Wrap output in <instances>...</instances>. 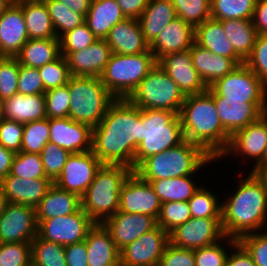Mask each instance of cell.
Wrapping results in <instances>:
<instances>
[{"label":"cell","instance_id":"obj_1","mask_svg":"<svg viewBox=\"0 0 267 266\" xmlns=\"http://www.w3.org/2000/svg\"><path fill=\"white\" fill-rule=\"evenodd\" d=\"M140 126L141 108L128 99H115L102 121L93 127L94 155L102 164L124 165L134 170Z\"/></svg>","mask_w":267,"mask_h":266},{"label":"cell","instance_id":"obj_2","mask_svg":"<svg viewBox=\"0 0 267 266\" xmlns=\"http://www.w3.org/2000/svg\"><path fill=\"white\" fill-rule=\"evenodd\" d=\"M244 176L239 171L237 189L222 199L223 233L236 240L267 229V191L251 172Z\"/></svg>","mask_w":267,"mask_h":266},{"label":"cell","instance_id":"obj_3","mask_svg":"<svg viewBox=\"0 0 267 266\" xmlns=\"http://www.w3.org/2000/svg\"><path fill=\"white\" fill-rule=\"evenodd\" d=\"M179 116L185 140L199 145L217 160L227 150L231 135L222 126L208 91L186 96Z\"/></svg>","mask_w":267,"mask_h":266},{"label":"cell","instance_id":"obj_4","mask_svg":"<svg viewBox=\"0 0 267 266\" xmlns=\"http://www.w3.org/2000/svg\"><path fill=\"white\" fill-rule=\"evenodd\" d=\"M216 161L199 145L184 140L144 159L133 171L143 180L168 179L198 174Z\"/></svg>","mask_w":267,"mask_h":266},{"label":"cell","instance_id":"obj_5","mask_svg":"<svg viewBox=\"0 0 267 266\" xmlns=\"http://www.w3.org/2000/svg\"><path fill=\"white\" fill-rule=\"evenodd\" d=\"M132 172L127 166L110 164L97 170L81 197V208L95 223L102 224L119 211L121 187Z\"/></svg>","mask_w":267,"mask_h":266},{"label":"cell","instance_id":"obj_6","mask_svg":"<svg viewBox=\"0 0 267 266\" xmlns=\"http://www.w3.org/2000/svg\"><path fill=\"white\" fill-rule=\"evenodd\" d=\"M180 116L169 110L141 109L140 144L134 169L146 158L184 141Z\"/></svg>","mask_w":267,"mask_h":266},{"label":"cell","instance_id":"obj_7","mask_svg":"<svg viewBox=\"0 0 267 266\" xmlns=\"http://www.w3.org/2000/svg\"><path fill=\"white\" fill-rule=\"evenodd\" d=\"M67 86L70 95L68 117L92 128L97 126L115 100L100 77L71 76Z\"/></svg>","mask_w":267,"mask_h":266},{"label":"cell","instance_id":"obj_8","mask_svg":"<svg viewBox=\"0 0 267 266\" xmlns=\"http://www.w3.org/2000/svg\"><path fill=\"white\" fill-rule=\"evenodd\" d=\"M156 64L150 49L133 55L112 53L100 79L115 99H128Z\"/></svg>","mask_w":267,"mask_h":266},{"label":"cell","instance_id":"obj_9","mask_svg":"<svg viewBox=\"0 0 267 266\" xmlns=\"http://www.w3.org/2000/svg\"><path fill=\"white\" fill-rule=\"evenodd\" d=\"M185 98L177 84L156 64L128 100L141 109L169 110L179 115Z\"/></svg>","mask_w":267,"mask_h":266},{"label":"cell","instance_id":"obj_10","mask_svg":"<svg viewBox=\"0 0 267 266\" xmlns=\"http://www.w3.org/2000/svg\"><path fill=\"white\" fill-rule=\"evenodd\" d=\"M223 99L267 103V86L244 63L209 86Z\"/></svg>","mask_w":267,"mask_h":266},{"label":"cell","instance_id":"obj_11","mask_svg":"<svg viewBox=\"0 0 267 266\" xmlns=\"http://www.w3.org/2000/svg\"><path fill=\"white\" fill-rule=\"evenodd\" d=\"M37 223V235L41 239L63 246L85 240L87 233L95 225L82 208L70 215L49 218Z\"/></svg>","mask_w":267,"mask_h":266},{"label":"cell","instance_id":"obj_12","mask_svg":"<svg viewBox=\"0 0 267 266\" xmlns=\"http://www.w3.org/2000/svg\"><path fill=\"white\" fill-rule=\"evenodd\" d=\"M169 243L179 248L195 250L218 243L225 235L221 218H193L168 233Z\"/></svg>","mask_w":267,"mask_h":266},{"label":"cell","instance_id":"obj_13","mask_svg":"<svg viewBox=\"0 0 267 266\" xmlns=\"http://www.w3.org/2000/svg\"><path fill=\"white\" fill-rule=\"evenodd\" d=\"M267 145V113L262 115L257 121L252 122L247 127L236 131L232 136L227 150L218 159L222 160L226 156L232 158L241 156L245 161H253L254 169L263 161V155ZM243 155V156H242ZM246 158V159H245ZM249 158V159H248Z\"/></svg>","mask_w":267,"mask_h":266},{"label":"cell","instance_id":"obj_14","mask_svg":"<svg viewBox=\"0 0 267 266\" xmlns=\"http://www.w3.org/2000/svg\"><path fill=\"white\" fill-rule=\"evenodd\" d=\"M101 166L102 163L92 150L71 153L61 174L53 183L60 189L74 193L81 198Z\"/></svg>","mask_w":267,"mask_h":266},{"label":"cell","instance_id":"obj_15","mask_svg":"<svg viewBox=\"0 0 267 266\" xmlns=\"http://www.w3.org/2000/svg\"><path fill=\"white\" fill-rule=\"evenodd\" d=\"M37 232L38 223L34 207L6 204L0 217V243H31Z\"/></svg>","mask_w":267,"mask_h":266},{"label":"cell","instance_id":"obj_16","mask_svg":"<svg viewBox=\"0 0 267 266\" xmlns=\"http://www.w3.org/2000/svg\"><path fill=\"white\" fill-rule=\"evenodd\" d=\"M160 210L161 202L151 184L133 171L121 187L119 211L145 214L157 221Z\"/></svg>","mask_w":267,"mask_h":266},{"label":"cell","instance_id":"obj_17","mask_svg":"<svg viewBox=\"0 0 267 266\" xmlns=\"http://www.w3.org/2000/svg\"><path fill=\"white\" fill-rule=\"evenodd\" d=\"M168 243V233L157 225L120 250V264L158 266Z\"/></svg>","mask_w":267,"mask_h":266},{"label":"cell","instance_id":"obj_18","mask_svg":"<svg viewBox=\"0 0 267 266\" xmlns=\"http://www.w3.org/2000/svg\"><path fill=\"white\" fill-rule=\"evenodd\" d=\"M207 91L214 98L222 126L231 136L267 113V103H248L243 100L223 99L210 87Z\"/></svg>","mask_w":267,"mask_h":266},{"label":"cell","instance_id":"obj_19","mask_svg":"<svg viewBox=\"0 0 267 266\" xmlns=\"http://www.w3.org/2000/svg\"><path fill=\"white\" fill-rule=\"evenodd\" d=\"M157 64L185 96L207 91L208 87L192 64L190 50L166 54L157 61Z\"/></svg>","mask_w":267,"mask_h":266},{"label":"cell","instance_id":"obj_20","mask_svg":"<svg viewBox=\"0 0 267 266\" xmlns=\"http://www.w3.org/2000/svg\"><path fill=\"white\" fill-rule=\"evenodd\" d=\"M49 142L64 148L70 153L92 150L93 128L76 122L69 117L49 119Z\"/></svg>","mask_w":267,"mask_h":266},{"label":"cell","instance_id":"obj_21","mask_svg":"<svg viewBox=\"0 0 267 266\" xmlns=\"http://www.w3.org/2000/svg\"><path fill=\"white\" fill-rule=\"evenodd\" d=\"M110 232L112 240L119 250L132 243L143 234L157 226V221L145 214H131L118 211L103 223Z\"/></svg>","mask_w":267,"mask_h":266},{"label":"cell","instance_id":"obj_22","mask_svg":"<svg viewBox=\"0 0 267 266\" xmlns=\"http://www.w3.org/2000/svg\"><path fill=\"white\" fill-rule=\"evenodd\" d=\"M112 53L105 39H97L82 50L70 52L65 58L71 76L100 77Z\"/></svg>","mask_w":267,"mask_h":266},{"label":"cell","instance_id":"obj_23","mask_svg":"<svg viewBox=\"0 0 267 266\" xmlns=\"http://www.w3.org/2000/svg\"><path fill=\"white\" fill-rule=\"evenodd\" d=\"M194 42L195 28L176 17L164 27L149 49L158 61L166 54L190 50Z\"/></svg>","mask_w":267,"mask_h":266},{"label":"cell","instance_id":"obj_24","mask_svg":"<svg viewBox=\"0 0 267 266\" xmlns=\"http://www.w3.org/2000/svg\"><path fill=\"white\" fill-rule=\"evenodd\" d=\"M28 40L22 8L11 4L0 16V53L15 57Z\"/></svg>","mask_w":267,"mask_h":266},{"label":"cell","instance_id":"obj_25","mask_svg":"<svg viewBox=\"0 0 267 266\" xmlns=\"http://www.w3.org/2000/svg\"><path fill=\"white\" fill-rule=\"evenodd\" d=\"M52 185L53 181L49 178L21 179L8 174L0 182V189L8 203L35 208Z\"/></svg>","mask_w":267,"mask_h":266},{"label":"cell","instance_id":"obj_26","mask_svg":"<svg viewBox=\"0 0 267 266\" xmlns=\"http://www.w3.org/2000/svg\"><path fill=\"white\" fill-rule=\"evenodd\" d=\"M113 53L133 55L149 50L139 20L126 18L114 25L105 38Z\"/></svg>","mask_w":267,"mask_h":266},{"label":"cell","instance_id":"obj_27","mask_svg":"<svg viewBox=\"0 0 267 266\" xmlns=\"http://www.w3.org/2000/svg\"><path fill=\"white\" fill-rule=\"evenodd\" d=\"M190 52L192 64L207 87L245 62L243 59H230L211 53L195 42L192 44Z\"/></svg>","mask_w":267,"mask_h":266},{"label":"cell","instance_id":"obj_28","mask_svg":"<svg viewBox=\"0 0 267 266\" xmlns=\"http://www.w3.org/2000/svg\"><path fill=\"white\" fill-rule=\"evenodd\" d=\"M89 266H119L120 250L103 224L95 223L85 238Z\"/></svg>","mask_w":267,"mask_h":266},{"label":"cell","instance_id":"obj_29","mask_svg":"<svg viewBox=\"0 0 267 266\" xmlns=\"http://www.w3.org/2000/svg\"><path fill=\"white\" fill-rule=\"evenodd\" d=\"M2 117L22 124L47 118L45 94L16 93L2 101Z\"/></svg>","mask_w":267,"mask_h":266},{"label":"cell","instance_id":"obj_30","mask_svg":"<svg viewBox=\"0 0 267 266\" xmlns=\"http://www.w3.org/2000/svg\"><path fill=\"white\" fill-rule=\"evenodd\" d=\"M81 209V198L74 193L60 189L54 183L35 207L37 221L65 216Z\"/></svg>","mask_w":267,"mask_h":266},{"label":"cell","instance_id":"obj_31","mask_svg":"<svg viewBox=\"0 0 267 266\" xmlns=\"http://www.w3.org/2000/svg\"><path fill=\"white\" fill-rule=\"evenodd\" d=\"M195 43L216 55L230 59H242L234 50L223 25L212 18L205 20L195 28Z\"/></svg>","mask_w":267,"mask_h":266},{"label":"cell","instance_id":"obj_32","mask_svg":"<svg viewBox=\"0 0 267 266\" xmlns=\"http://www.w3.org/2000/svg\"><path fill=\"white\" fill-rule=\"evenodd\" d=\"M124 19L116 0H92L85 23L98 39H105L109 30Z\"/></svg>","mask_w":267,"mask_h":266},{"label":"cell","instance_id":"obj_33","mask_svg":"<svg viewBox=\"0 0 267 266\" xmlns=\"http://www.w3.org/2000/svg\"><path fill=\"white\" fill-rule=\"evenodd\" d=\"M176 17L172 0H149L138 19L146 42L150 45L164 27Z\"/></svg>","mask_w":267,"mask_h":266},{"label":"cell","instance_id":"obj_34","mask_svg":"<svg viewBox=\"0 0 267 266\" xmlns=\"http://www.w3.org/2000/svg\"><path fill=\"white\" fill-rule=\"evenodd\" d=\"M17 4L22 8L29 39L57 38L43 0L23 1Z\"/></svg>","mask_w":267,"mask_h":266},{"label":"cell","instance_id":"obj_35","mask_svg":"<svg viewBox=\"0 0 267 266\" xmlns=\"http://www.w3.org/2000/svg\"><path fill=\"white\" fill-rule=\"evenodd\" d=\"M60 55L59 38L29 39L15 58L20 65L40 68Z\"/></svg>","mask_w":267,"mask_h":266},{"label":"cell","instance_id":"obj_36","mask_svg":"<svg viewBox=\"0 0 267 266\" xmlns=\"http://www.w3.org/2000/svg\"><path fill=\"white\" fill-rule=\"evenodd\" d=\"M194 176L196 175L145 181L151 184L161 204L173 201L185 202L189 201L202 185V183L196 185L199 182H194Z\"/></svg>","mask_w":267,"mask_h":266},{"label":"cell","instance_id":"obj_37","mask_svg":"<svg viewBox=\"0 0 267 266\" xmlns=\"http://www.w3.org/2000/svg\"><path fill=\"white\" fill-rule=\"evenodd\" d=\"M220 22L235 52L245 61L258 36L252 19H225Z\"/></svg>","mask_w":267,"mask_h":266},{"label":"cell","instance_id":"obj_38","mask_svg":"<svg viewBox=\"0 0 267 266\" xmlns=\"http://www.w3.org/2000/svg\"><path fill=\"white\" fill-rule=\"evenodd\" d=\"M65 246L41 239L38 235L31 242V264L34 266H67Z\"/></svg>","mask_w":267,"mask_h":266},{"label":"cell","instance_id":"obj_39","mask_svg":"<svg viewBox=\"0 0 267 266\" xmlns=\"http://www.w3.org/2000/svg\"><path fill=\"white\" fill-rule=\"evenodd\" d=\"M257 0H211V18L253 19Z\"/></svg>","mask_w":267,"mask_h":266},{"label":"cell","instance_id":"obj_40","mask_svg":"<svg viewBox=\"0 0 267 266\" xmlns=\"http://www.w3.org/2000/svg\"><path fill=\"white\" fill-rule=\"evenodd\" d=\"M47 6L57 38L85 22V17L58 0H43Z\"/></svg>","mask_w":267,"mask_h":266},{"label":"cell","instance_id":"obj_41","mask_svg":"<svg viewBox=\"0 0 267 266\" xmlns=\"http://www.w3.org/2000/svg\"><path fill=\"white\" fill-rule=\"evenodd\" d=\"M218 198L216 192H211L207 186L202 184L187 201L191 216L193 218H221L222 202Z\"/></svg>","mask_w":267,"mask_h":266},{"label":"cell","instance_id":"obj_42","mask_svg":"<svg viewBox=\"0 0 267 266\" xmlns=\"http://www.w3.org/2000/svg\"><path fill=\"white\" fill-rule=\"evenodd\" d=\"M49 119L31 121L24 124L21 151L40 154L49 142Z\"/></svg>","mask_w":267,"mask_h":266},{"label":"cell","instance_id":"obj_43","mask_svg":"<svg viewBox=\"0 0 267 266\" xmlns=\"http://www.w3.org/2000/svg\"><path fill=\"white\" fill-rule=\"evenodd\" d=\"M177 17L196 28L211 18V0H172Z\"/></svg>","mask_w":267,"mask_h":266},{"label":"cell","instance_id":"obj_44","mask_svg":"<svg viewBox=\"0 0 267 266\" xmlns=\"http://www.w3.org/2000/svg\"><path fill=\"white\" fill-rule=\"evenodd\" d=\"M237 242L238 240L225 236L218 243L193 250L195 266H226L230 250L228 247H233Z\"/></svg>","mask_w":267,"mask_h":266},{"label":"cell","instance_id":"obj_45","mask_svg":"<svg viewBox=\"0 0 267 266\" xmlns=\"http://www.w3.org/2000/svg\"><path fill=\"white\" fill-rule=\"evenodd\" d=\"M10 174L21 179L48 178L40 154L22 151L15 153Z\"/></svg>","mask_w":267,"mask_h":266},{"label":"cell","instance_id":"obj_46","mask_svg":"<svg viewBox=\"0 0 267 266\" xmlns=\"http://www.w3.org/2000/svg\"><path fill=\"white\" fill-rule=\"evenodd\" d=\"M191 217L187 201L165 202L161 204L157 225L169 233L175 227L187 222Z\"/></svg>","mask_w":267,"mask_h":266},{"label":"cell","instance_id":"obj_47","mask_svg":"<svg viewBox=\"0 0 267 266\" xmlns=\"http://www.w3.org/2000/svg\"><path fill=\"white\" fill-rule=\"evenodd\" d=\"M38 70L43 80L45 92L66 85L71 77L67 60L63 55L43 65Z\"/></svg>","mask_w":267,"mask_h":266},{"label":"cell","instance_id":"obj_48","mask_svg":"<svg viewBox=\"0 0 267 266\" xmlns=\"http://www.w3.org/2000/svg\"><path fill=\"white\" fill-rule=\"evenodd\" d=\"M98 38L84 22L60 38V53L66 57L70 52L82 50L93 44Z\"/></svg>","mask_w":267,"mask_h":266},{"label":"cell","instance_id":"obj_49","mask_svg":"<svg viewBox=\"0 0 267 266\" xmlns=\"http://www.w3.org/2000/svg\"><path fill=\"white\" fill-rule=\"evenodd\" d=\"M70 152L48 142L40 153L46 177L53 182L61 174Z\"/></svg>","mask_w":267,"mask_h":266},{"label":"cell","instance_id":"obj_50","mask_svg":"<svg viewBox=\"0 0 267 266\" xmlns=\"http://www.w3.org/2000/svg\"><path fill=\"white\" fill-rule=\"evenodd\" d=\"M46 116L48 119L67 118L69 115L70 95L67 84L45 93Z\"/></svg>","mask_w":267,"mask_h":266},{"label":"cell","instance_id":"obj_51","mask_svg":"<svg viewBox=\"0 0 267 266\" xmlns=\"http://www.w3.org/2000/svg\"><path fill=\"white\" fill-rule=\"evenodd\" d=\"M20 63L15 57H6L0 64V99L14 96L18 87Z\"/></svg>","mask_w":267,"mask_h":266},{"label":"cell","instance_id":"obj_52","mask_svg":"<svg viewBox=\"0 0 267 266\" xmlns=\"http://www.w3.org/2000/svg\"><path fill=\"white\" fill-rule=\"evenodd\" d=\"M31 243H0V266H29Z\"/></svg>","mask_w":267,"mask_h":266},{"label":"cell","instance_id":"obj_53","mask_svg":"<svg viewBox=\"0 0 267 266\" xmlns=\"http://www.w3.org/2000/svg\"><path fill=\"white\" fill-rule=\"evenodd\" d=\"M238 242L251 255L256 266H267V229L244 235Z\"/></svg>","mask_w":267,"mask_h":266},{"label":"cell","instance_id":"obj_54","mask_svg":"<svg viewBox=\"0 0 267 266\" xmlns=\"http://www.w3.org/2000/svg\"><path fill=\"white\" fill-rule=\"evenodd\" d=\"M267 86V35H258L250 56L244 62Z\"/></svg>","mask_w":267,"mask_h":266},{"label":"cell","instance_id":"obj_55","mask_svg":"<svg viewBox=\"0 0 267 266\" xmlns=\"http://www.w3.org/2000/svg\"><path fill=\"white\" fill-rule=\"evenodd\" d=\"M23 133L24 124L3 117L0 119V145L6 149L19 153Z\"/></svg>","mask_w":267,"mask_h":266},{"label":"cell","instance_id":"obj_56","mask_svg":"<svg viewBox=\"0 0 267 266\" xmlns=\"http://www.w3.org/2000/svg\"><path fill=\"white\" fill-rule=\"evenodd\" d=\"M17 91L23 95L45 93L43 80L38 68L20 65Z\"/></svg>","mask_w":267,"mask_h":266},{"label":"cell","instance_id":"obj_57","mask_svg":"<svg viewBox=\"0 0 267 266\" xmlns=\"http://www.w3.org/2000/svg\"><path fill=\"white\" fill-rule=\"evenodd\" d=\"M158 266H195L194 251L168 243Z\"/></svg>","mask_w":267,"mask_h":266},{"label":"cell","instance_id":"obj_58","mask_svg":"<svg viewBox=\"0 0 267 266\" xmlns=\"http://www.w3.org/2000/svg\"><path fill=\"white\" fill-rule=\"evenodd\" d=\"M64 250L67 266H89L85 240L66 245Z\"/></svg>","mask_w":267,"mask_h":266},{"label":"cell","instance_id":"obj_59","mask_svg":"<svg viewBox=\"0 0 267 266\" xmlns=\"http://www.w3.org/2000/svg\"><path fill=\"white\" fill-rule=\"evenodd\" d=\"M226 266H256L251 255L237 242L228 253Z\"/></svg>","mask_w":267,"mask_h":266},{"label":"cell","instance_id":"obj_60","mask_svg":"<svg viewBox=\"0 0 267 266\" xmlns=\"http://www.w3.org/2000/svg\"><path fill=\"white\" fill-rule=\"evenodd\" d=\"M126 18L139 19L149 0H116Z\"/></svg>","mask_w":267,"mask_h":266},{"label":"cell","instance_id":"obj_61","mask_svg":"<svg viewBox=\"0 0 267 266\" xmlns=\"http://www.w3.org/2000/svg\"><path fill=\"white\" fill-rule=\"evenodd\" d=\"M252 21L258 35H267V0H257Z\"/></svg>","mask_w":267,"mask_h":266},{"label":"cell","instance_id":"obj_62","mask_svg":"<svg viewBox=\"0 0 267 266\" xmlns=\"http://www.w3.org/2000/svg\"><path fill=\"white\" fill-rule=\"evenodd\" d=\"M14 156L15 153L13 151L0 145V182L10 174Z\"/></svg>","mask_w":267,"mask_h":266},{"label":"cell","instance_id":"obj_63","mask_svg":"<svg viewBox=\"0 0 267 266\" xmlns=\"http://www.w3.org/2000/svg\"><path fill=\"white\" fill-rule=\"evenodd\" d=\"M61 1L65 6L69 7L74 12H77L84 17L86 16L91 6L92 0H58Z\"/></svg>","mask_w":267,"mask_h":266},{"label":"cell","instance_id":"obj_64","mask_svg":"<svg viewBox=\"0 0 267 266\" xmlns=\"http://www.w3.org/2000/svg\"><path fill=\"white\" fill-rule=\"evenodd\" d=\"M249 172H251V174L264 186L267 191V163H259Z\"/></svg>","mask_w":267,"mask_h":266},{"label":"cell","instance_id":"obj_65","mask_svg":"<svg viewBox=\"0 0 267 266\" xmlns=\"http://www.w3.org/2000/svg\"><path fill=\"white\" fill-rule=\"evenodd\" d=\"M7 203V199L4 196L2 190L0 189V217L2 216Z\"/></svg>","mask_w":267,"mask_h":266},{"label":"cell","instance_id":"obj_66","mask_svg":"<svg viewBox=\"0 0 267 266\" xmlns=\"http://www.w3.org/2000/svg\"><path fill=\"white\" fill-rule=\"evenodd\" d=\"M10 5L8 0H0V16Z\"/></svg>","mask_w":267,"mask_h":266},{"label":"cell","instance_id":"obj_67","mask_svg":"<svg viewBox=\"0 0 267 266\" xmlns=\"http://www.w3.org/2000/svg\"><path fill=\"white\" fill-rule=\"evenodd\" d=\"M262 163H267V145H266L265 152H264V155H263Z\"/></svg>","mask_w":267,"mask_h":266},{"label":"cell","instance_id":"obj_68","mask_svg":"<svg viewBox=\"0 0 267 266\" xmlns=\"http://www.w3.org/2000/svg\"><path fill=\"white\" fill-rule=\"evenodd\" d=\"M2 118V100L0 99V119Z\"/></svg>","mask_w":267,"mask_h":266},{"label":"cell","instance_id":"obj_69","mask_svg":"<svg viewBox=\"0 0 267 266\" xmlns=\"http://www.w3.org/2000/svg\"><path fill=\"white\" fill-rule=\"evenodd\" d=\"M23 1H35V0H14V3H20V2H23Z\"/></svg>","mask_w":267,"mask_h":266},{"label":"cell","instance_id":"obj_70","mask_svg":"<svg viewBox=\"0 0 267 266\" xmlns=\"http://www.w3.org/2000/svg\"><path fill=\"white\" fill-rule=\"evenodd\" d=\"M5 58H6V56H4V55H2V54L0 53V64H1V62H2Z\"/></svg>","mask_w":267,"mask_h":266},{"label":"cell","instance_id":"obj_71","mask_svg":"<svg viewBox=\"0 0 267 266\" xmlns=\"http://www.w3.org/2000/svg\"><path fill=\"white\" fill-rule=\"evenodd\" d=\"M11 4H14V0H8Z\"/></svg>","mask_w":267,"mask_h":266}]
</instances>
